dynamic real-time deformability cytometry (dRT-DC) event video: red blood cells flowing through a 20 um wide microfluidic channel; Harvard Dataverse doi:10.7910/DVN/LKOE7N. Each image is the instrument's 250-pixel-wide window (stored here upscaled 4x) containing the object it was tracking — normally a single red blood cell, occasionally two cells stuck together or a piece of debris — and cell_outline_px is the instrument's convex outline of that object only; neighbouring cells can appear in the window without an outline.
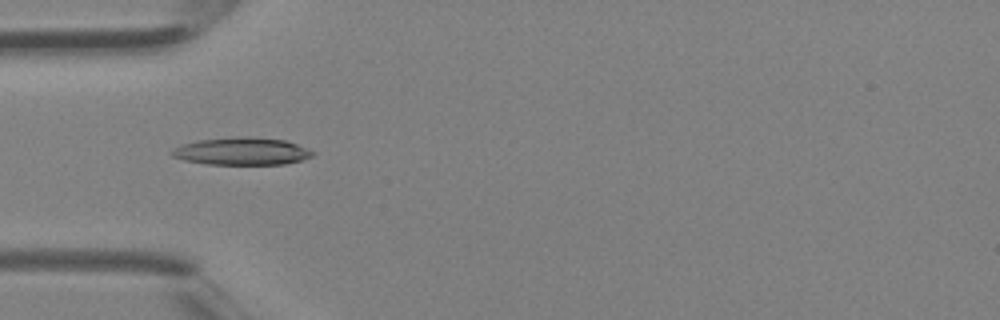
{"species": "Egyptian fruit bat (a non-hibernating species)", "species_latin": "Rousettus aegyptiacus", "temperature_condition": "room temperature", "stored_images_in_passage": 5, "camera_frame_rate_fps": 3000, "um_per_image_px": 0.085, "animal": {"sex": "female"}, "frame": {"image": 1, "passage_image": 4, "time_ms": 1.0, "image_size_px": [1000, 320], "cell_outline_px": [[316, 152], [312, 156], [300, 160], [284, 164], [208, 164], [184, 160], [172, 156], [168, 152], [184, 144], [200, 140], [236, 136], [240, 136], [284, 140], [296, 144]], "centroid_in_image_um": [20.54, 12.86], "position_along_channel_um": 64.5, "area_um2": 22.25}}
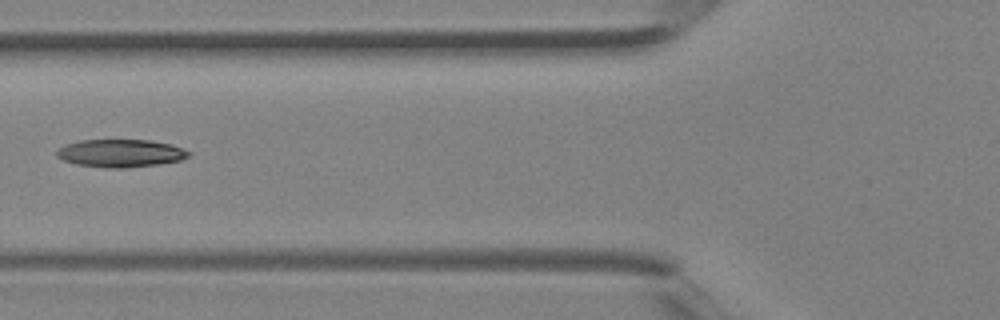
{"frame": {"image": 2, "passage_image": 5, "time_ms": 1.333, "image_size_px": [1000, 320], "cell_outline_px": [[192, 152], [188, 156], [180, 160], [160, 164], [124, 168], [104, 168], [76, 164], [64, 160], [56, 156], [56, 152], [64, 144], [80, 140], [152, 140], [172, 144]], "centroid_in_image_um": [10.26, 13.02], "position_along_channel_um": 115.5, "area_um2": 21.5}}